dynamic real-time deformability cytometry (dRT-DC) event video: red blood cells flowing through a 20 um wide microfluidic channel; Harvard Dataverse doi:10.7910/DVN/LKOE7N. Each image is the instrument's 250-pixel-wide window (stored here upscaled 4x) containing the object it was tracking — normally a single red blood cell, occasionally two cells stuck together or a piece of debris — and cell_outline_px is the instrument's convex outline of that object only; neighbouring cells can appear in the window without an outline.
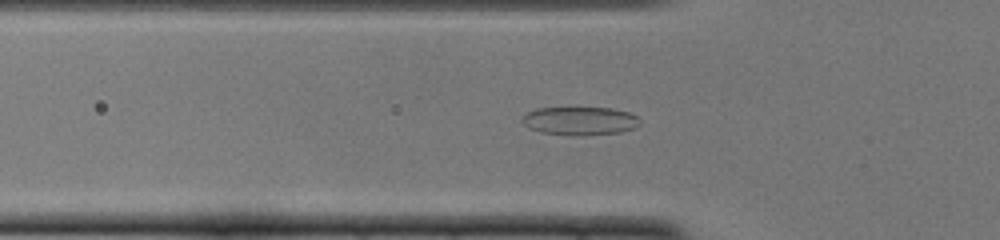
{"species": "common noctule bat (a hibernating species)", "species_latin": "Nyctalus noctula", "temperature_condition": "cold", "stored_images_in_passage": 50, "camera_frame_rate_fps": 3000, "um_per_image_px": 0.085, "animal": {"sex": "female", "body_mass_g": 22.0, "forearm_length_mm": 56.7}, "frame": {"image": 1, "passage_image": 16, "time_ms": 5.0, "image_size_px": [1000, 240], "cell_outline_px": [[640, 124], [632, 128], [620, 132], [572, 136], [540, 132], [528, 128], [520, 120], [520, 116], [536, 108], [576, 104], [612, 108], [628, 112], [636, 116], [640, 120]], "centroid_in_image_um": [49.21, 10.21], "position_along_channel_um": 76.6, "area_um2": 20.58}}
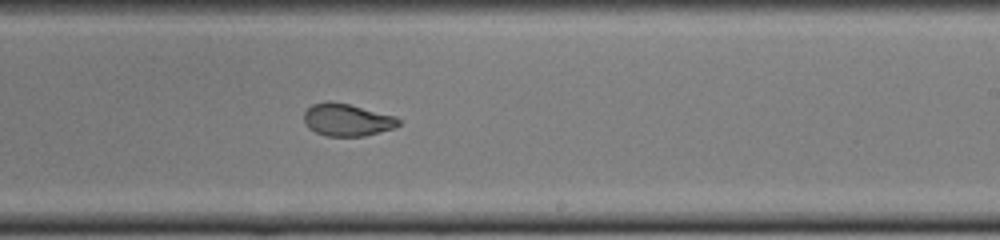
{"frame": {"image": 2, "passage_image": 30, "time_ms": 9.667, "image_size_px": [1000, 240], "cell_outline_px": [[400, 124], [396, 128], [364, 136], [324, 136], [308, 128], [304, 120], [304, 112], [312, 104], [328, 100], [348, 104], [396, 116], [400, 120]], "centroid_in_image_um": [29.5, 10.19], "position_along_channel_um": 259.5, "area_um2": 17.98}}
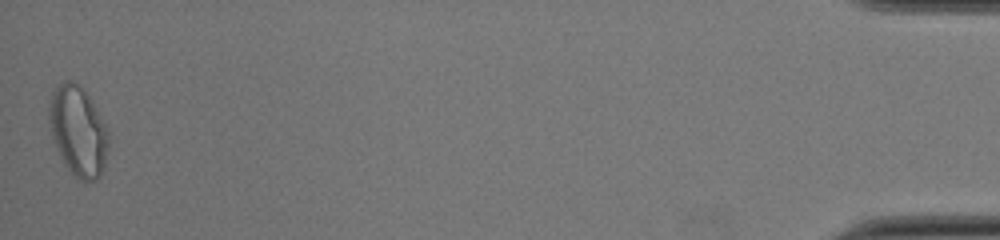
{"frame": {"image": 3, "passage_image": 50, "time_ms": 16.333, "image_size_px": [1000, 240], "cell_outline_px": [[108, 148], [104, 168], [96, 180], [80, 180], [64, 164], [60, 156], [52, 136], [48, 120], [48, 104], [52, 92], [64, 80], [72, 80], [84, 88], [104, 124], [108, 132]], "centroid_in_image_um": [6.62, 11.12], "position_along_channel_um": 428.6, "area_um2": 30.87}, "authors_computed_cell_mechanics": {"area_um2": 19.5075, "velocity_mm_per_s": 3.923, "shape_relaxation_time_tau1_ms": null, "shape_relaxation_time_tau2_ms": 1.1089, "deformation_change_tau1": null, "deformation_change_tau2": 0.0679}}